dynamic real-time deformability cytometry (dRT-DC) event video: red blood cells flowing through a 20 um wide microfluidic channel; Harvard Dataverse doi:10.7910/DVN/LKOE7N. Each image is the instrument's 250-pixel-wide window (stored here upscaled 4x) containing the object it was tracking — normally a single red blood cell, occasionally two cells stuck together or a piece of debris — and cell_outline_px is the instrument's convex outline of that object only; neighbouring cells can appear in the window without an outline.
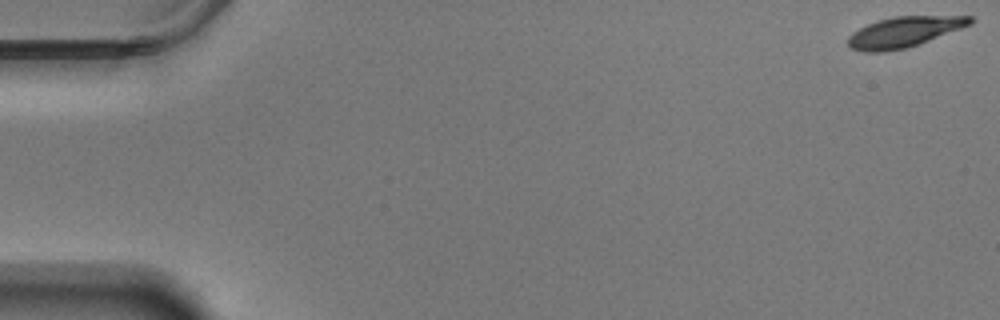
{"species": "Egyptian fruit bat (a non-hibernating species)", "species_latin": "Rousettus aegyptiacus", "temperature_condition": "warm", "stored_images_in_passage": 59, "camera_frame_rate_fps": 3000, "um_per_image_px": 0.085, "animal": {"sex": "male"}, "frame": {"image": 1, "passage_image": 1, "time_ms": 0.0, "image_size_px": [1000, 320], "cell_outline_px": [[972, 24], [908, 48], [884, 52], [864, 52], [852, 48], [848, 44], [848, 36], [852, 32], [868, 24], [892, 16], [972, 16]], "centroid_in_image_um": [76.83, 2.72], "position_along_channel_um": 8.2, "area_um2": 21.56}}
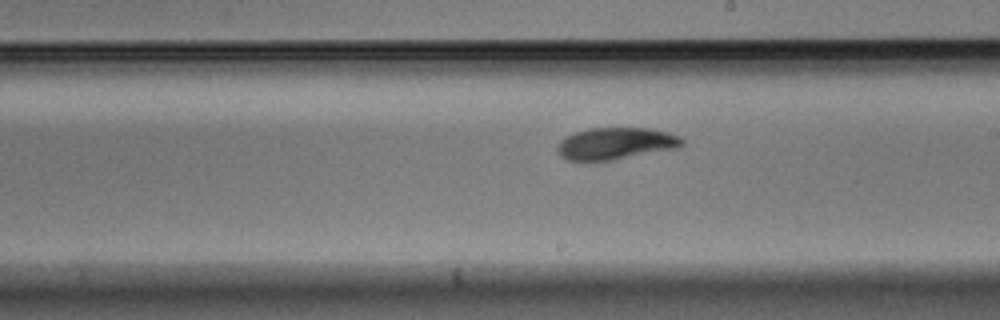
{"frame": {"image": 2, "passage_image": 34, "time_ms": 11.0, "image_size_px": [1000, 320], "cell_outline_px": [[684, 144], [676, 148], [612, 160], [568, 160], [560, 156], [556, 148], [560, 140], [576, 132], [588, 128], [648, 128], [668, 132], [680, 136], [684, 140]], "centroid_in_image_um": [52.34, 12.19], "position_along_channel_um": 236.7, "area_um2": 23.0}}
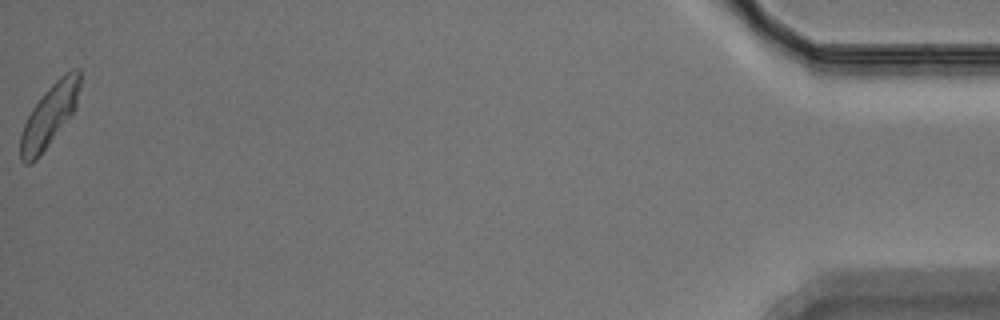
{"frame": {"image": 3, "passage_image": 59, "time_ms": 19.333, "image_size_px": [1000, 320], "cell_outline_px": [[80, 88], [76, 108], [36, 160], [28, 164], [24, 164], [20, 160], [20, 132], [32, 108], [44, 92], [60, 76], [72, 68], [80, 68]], "centroid_in_image_um": [4.2, 9.8], "position_along_channel_um": 431.0, "area_um2": 21.39}, "authors_computed_cell_mechanics": {"area_um2": 22.542, "velocity_mm_per_s": 3.468, "shape_relaxation_time_tau1_ms": 4.8475, "shape_relaxation_time_tau2_ms": 3.9834, "deformation_change_tau1": 0.1555, "deformation_change_tau2": 0.086}}